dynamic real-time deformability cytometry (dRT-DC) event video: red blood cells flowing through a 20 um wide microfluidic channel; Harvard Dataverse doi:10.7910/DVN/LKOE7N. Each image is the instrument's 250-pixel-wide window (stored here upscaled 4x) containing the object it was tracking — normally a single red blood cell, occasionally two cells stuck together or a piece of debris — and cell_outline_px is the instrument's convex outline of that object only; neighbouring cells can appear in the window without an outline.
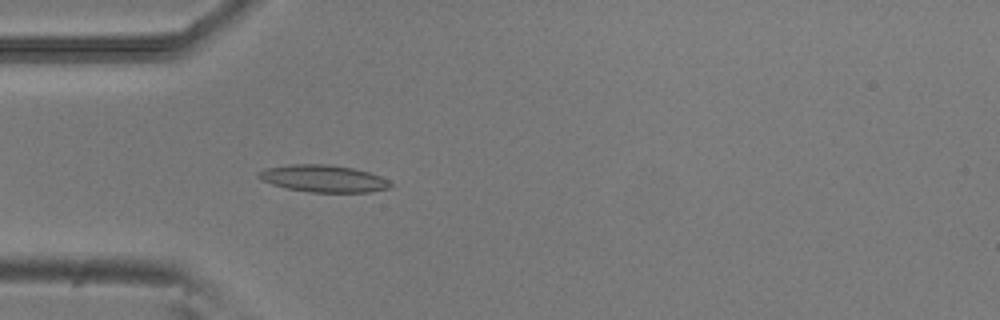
{"species": "common noctule bat (a hibernating species)", "species_latin": "Nyctalus noctula", "temperature_condition": "room temperature", "stored_images_in_passage": 51, "camera_frame_rate_fps": 3000, "um_per_image_px": 0.085, "animal": {"sex": "male", "body_mass_g": 20.5, "forearm_length_mm": 52.5}, "frame": {"image": 1, "passage_image": 14, "time_ms": 4.333, "image_size_px": [1000, 320], "cell_outline_px": [[396, 184], [392, 188], [368, 192], [308, 192], [288, 188], [272, 184], [260, 180], [256, 176], [264, 168], [292, 164], [328, 164], [352, 168], [368, 172], [380, 176]], "centroid_in_image_um": [27.52, 15.18], "position_along_channel_um": 57.5, "area_um2": 20.92}}
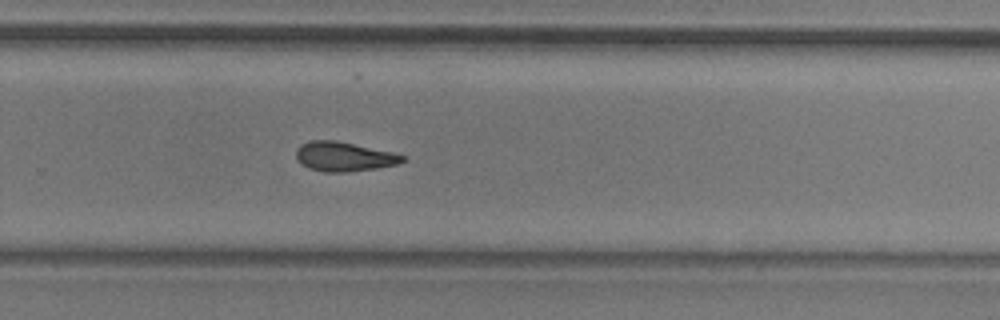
{"frame": {"image": 2, "passage_image": 33, "time_ms": 10.667, "image_size_px": [1000, 320], "cell_outline_px": [[408, 160], [400, 164], [376, 168], [348, 172], [324, 172], [308, 168], [296, 156], [296, 148], [300, 144], [308, 140], [336, 140], [392, 152], [404, 156]], "centroid_in_image_um": [29.26, 13.3], "position_along_channel_um": 300.5, "area_um2": 18.32}}
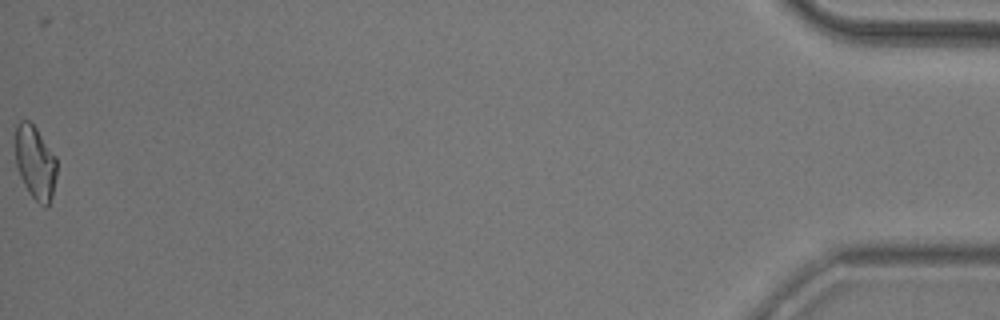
{"frame": {"image": 3, "passage_image": 51, "time_ms": 16.667, "image_size_px": [1000, 320], "cell_outline_px": [[56, 176], [52, 196], [48, 208], [44, 208], [28, 192], [20, 176], [16, 164], [16, 124], [20, 120], [28, 120], [36, 128], [56, 156]], "centroid_in_image_um": [3.01, 13.83], "position_along_channel_um": 432.2, "area_um2": 17.74}, "authors_computed_cell_mechanics": {"area_um2": 18.3804, "velocity_mm_per_s": 3.8858, "shape_relaxation_time_tau1_ms": 5.2969, "shape_relaxation_time_tau2_ms": null, "deformation_change_tau1": 0.1564, "deformation_change_tau2": null}}